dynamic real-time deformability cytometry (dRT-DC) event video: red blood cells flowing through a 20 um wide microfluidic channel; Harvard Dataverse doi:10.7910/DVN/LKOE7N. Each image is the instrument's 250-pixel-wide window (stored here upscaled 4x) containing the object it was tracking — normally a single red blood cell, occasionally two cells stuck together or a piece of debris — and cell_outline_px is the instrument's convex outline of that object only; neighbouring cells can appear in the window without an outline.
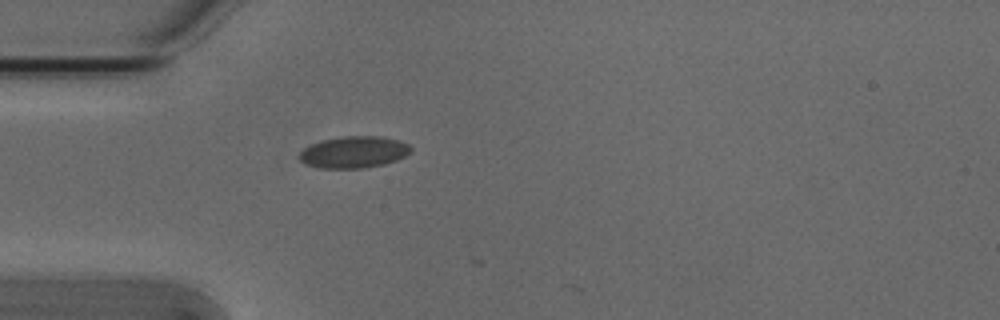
{"species": "Egyptian fruit bat (a non-hibernating species)", "species_latin": "Rousettus aegyptiacus", "temperature_condition": "cold", "stored_images_in_passage": 3, "camera_frame_rate_fps": 3000, "um_per_image_px": 0.085, "animal": {"sex": "male"}, "frame": {"image": 1, "passage_image": 2, "time_ms": 0.333, "image_size_px": [1000, 320], "cell_outline_px": [[412, 148], [404, 156], [396, 160], [384, 164], [364, 168], [316, 168], [304, 164], [296, 156], [304, 148], [320, 140], [340, 136], [380, 136], [396, 140], [408, 144]], "centroid_in_image_um": [30.0, 12.93], "position_along_channel_um": 55.0, "area_um2": 20.69}}